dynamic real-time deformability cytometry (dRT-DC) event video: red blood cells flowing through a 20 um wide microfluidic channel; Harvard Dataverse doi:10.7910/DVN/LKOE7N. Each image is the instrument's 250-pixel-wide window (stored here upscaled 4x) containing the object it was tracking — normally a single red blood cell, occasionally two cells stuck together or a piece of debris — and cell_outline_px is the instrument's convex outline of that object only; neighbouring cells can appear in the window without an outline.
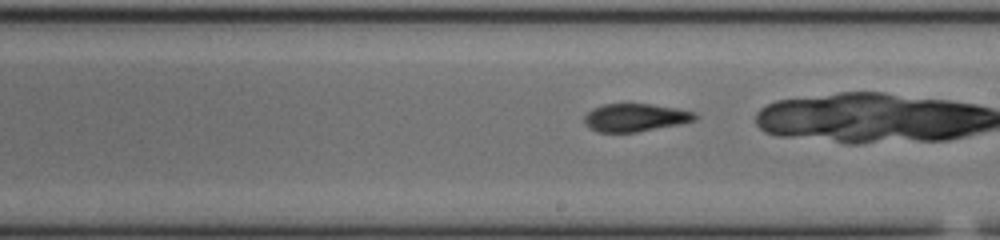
{"species": "common noctule bat (a hibernating species)", "species_latin": "Nyctalus noctula", "temperature_condition": "cold", "stored_images_in_passage": 34, "camera_frame_rate_fps": 3000, "um_per_image_px": 0.085, "animal": {"sex": "male", "body_mass_g": 20.0, "forearm_length_mm": 53.3}, "frame": {"image": 1, "passage_image": 23, "time_ms": 7.333, "image_size_px": [1000, 240], "cell_outline_px": [[700, 116], [696, 120], [680, 124], [636, 132], [596, 132], [588, 128], [584, 120], [584, 116], [592, 108], [604, 104], [652, 104], [676, 108], [696, 112]], "centroid_in_image_um": [54.02, 9.99], "position_along_channel_um": 235.0, "area_um2": 18.15}}